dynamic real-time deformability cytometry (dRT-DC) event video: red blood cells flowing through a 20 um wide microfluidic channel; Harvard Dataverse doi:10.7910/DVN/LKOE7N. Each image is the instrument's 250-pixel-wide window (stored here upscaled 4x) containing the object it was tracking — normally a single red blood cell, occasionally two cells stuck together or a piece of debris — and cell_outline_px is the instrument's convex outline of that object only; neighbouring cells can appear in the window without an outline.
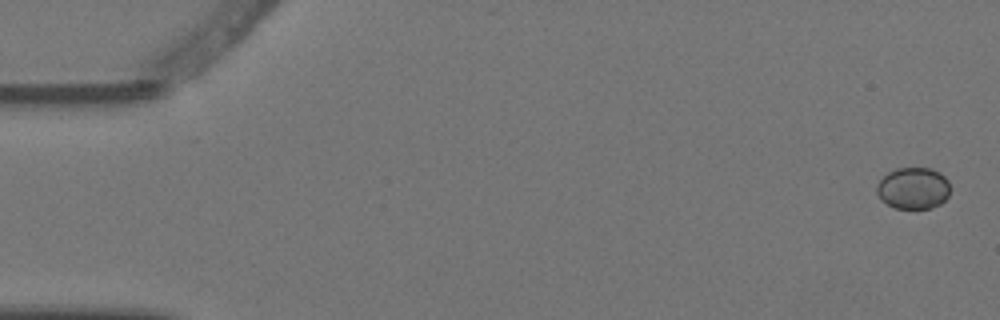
{"species": "Egyptian fruit bat (a non-hibernating species)", "species_latin": "Rousettus aegyptiacus", "temperature_condition": "warm", "stored_images_in_passage": 5, "camera_frame_rate_fps": 3000, "um_per_image_px": 0.085, "animal": {"sex": "female"}, "frame": {"image": 1, "passage_image": 1, "time_ms": 0.0, "image_size_px": [1000, 320], "cell_outline_px": [[948, 196], [940, 204], [932, 208], [896, 208], [880, 200], [876, 192], [876, 184], [888, 172], [896, 168], [932, 168], [940, 172], [948, 180]], "centroid_in_image_um": [77.6, 15.99], "position_along_channel_um": 7.4, "area_um2": 17.86}}
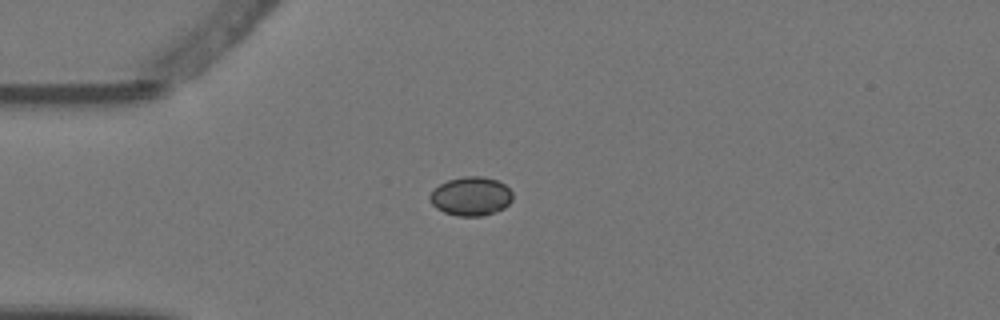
{"frame": {"image": 2, "passage_image": 4, "time_ms": 1.0, "image_size_px": [1000, 320], "cell_outline_px": [[512, 200], [504, 208], [496, 212], [484, 216], [456, 216], [444, 212], [436, 208], [428, 200], [428, 196], [440, 184], [448, 180], [464, 176], [484, 176], [496, 180], [504, 184], [512, 192]], "centroid_in_image_um": [40.03, 16.69], "position_along_channel_um": 45.0, "area_um2": 18.84}}
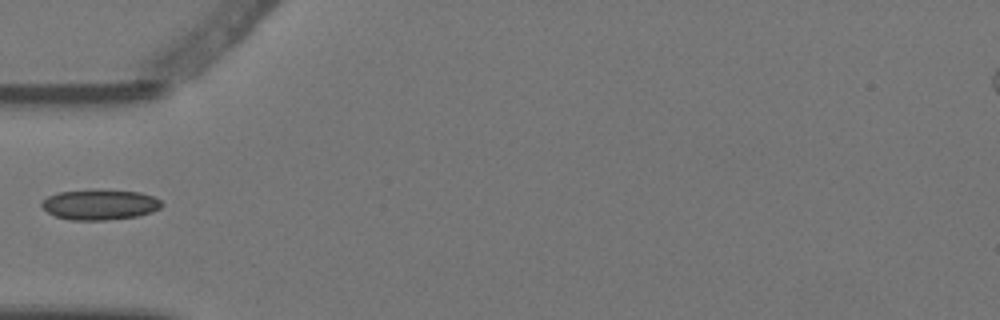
{"frame": {"image": 3, "passage_image": 5, "time_ms": 1.333, "image_size_px": [1000, 320], "cell_outline_px": [[164, 204], [160, 208], [152, 212], [136, 216], [104, 220], [68, 220], [56, 216], [48, 212], [40, 204], [48, 196], [60, 192], [140, 192], [152, 196], [160, 200]], "centroid_in_image_um": [8.51, 17.44], "position_along_channel_um": 76.5, "area_um2": 20.29}}